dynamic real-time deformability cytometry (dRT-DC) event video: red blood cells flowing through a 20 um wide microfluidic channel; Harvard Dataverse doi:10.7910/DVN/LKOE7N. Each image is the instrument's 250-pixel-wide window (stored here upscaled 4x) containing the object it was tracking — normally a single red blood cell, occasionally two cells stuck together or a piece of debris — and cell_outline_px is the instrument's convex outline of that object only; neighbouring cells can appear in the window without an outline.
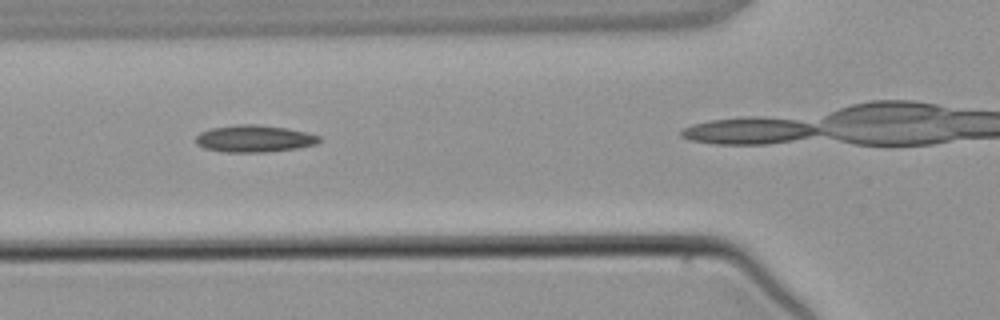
{"species": "common noctule bat (a hibernating species)", "species_latin": "Nyctalus noctula", "temperature_condition": "warm", "stored_images_in_passage": 4, "camera_frame_rate_fps": 3000, "um_per_image_px": 0.085, "animal": {"sex": "male", "body_mass_g": 21.5, "forearm_length_mm": 52.0}, "frame": {"image": 1, "passage_image": 2, "time_ms": 1.0, "image_size_px": [1000, 320], "cell_outline_px": [[320, 140], [316, 144], [296, 148], [264, 152], [224, 152], [204, 148], [196, 144], [196, 136], [200, 132], [212, 128], [240, 124], [256, 124], [288, 128], [308, 132], [320, 136]], "centroid_in_image_um": [21.61, 11.78], "position_along_channel_um": 104.2, "area_um2": 19.42}}